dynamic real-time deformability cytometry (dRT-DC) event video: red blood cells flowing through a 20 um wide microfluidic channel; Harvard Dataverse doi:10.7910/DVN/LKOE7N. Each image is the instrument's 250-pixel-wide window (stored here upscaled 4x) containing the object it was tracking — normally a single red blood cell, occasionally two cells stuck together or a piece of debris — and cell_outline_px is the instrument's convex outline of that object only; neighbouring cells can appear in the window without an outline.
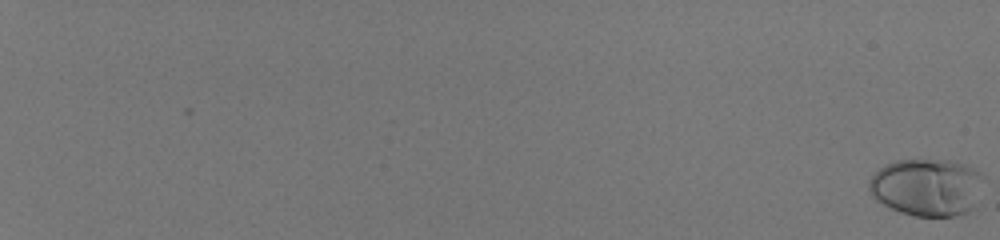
{"species": "human", "species_latin": "Homo sapiens", "temperature_condition": "room temperature", "stored_images_in_passage": 58, "camera_frame_rate_fps": 3000, "um_per_image_px": 0.085, "donor": {"sex": "male"}, "frame": {"image": 1, "passage_image": 1, "time_ms": 0.0, "image_size_px": [1000, 240], "cell_outline_px": [[980, 176], [972, 208], [968, 212], [952, 216], [916, 216], [900, 212], [876, 200], [872, 196], [868, 188], [868, 184], [872, 176], [884, 164], [896, 160], [948, 160], [964, 164], [980, 172]], "centroid_in_image_um": [78.7, 15.9], "position_along_channel_um": 6.3, "area_um2": 37.57}}
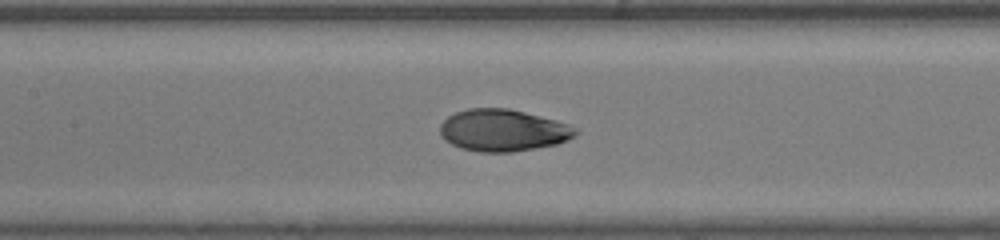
{"frame": {"image": 2, "passage_image": 35, "time_ms": 11.333, "image_size_px": [1000, 240], "cell_outline_px": [[580, 132], [568, 140], [556, 144], [536, 148], [512, 152], [480, 152], [460, 148], [444, 140], [440, 136], [440, 124], [448, 116], [456, 112], [468, 108], [508, 108], [556, 120], [568, 124], [576, 128]], "centroid_in_image_um": [42.74, 11.08], "position_along_channel_um": 164.7, "area_um2": 33.23}}
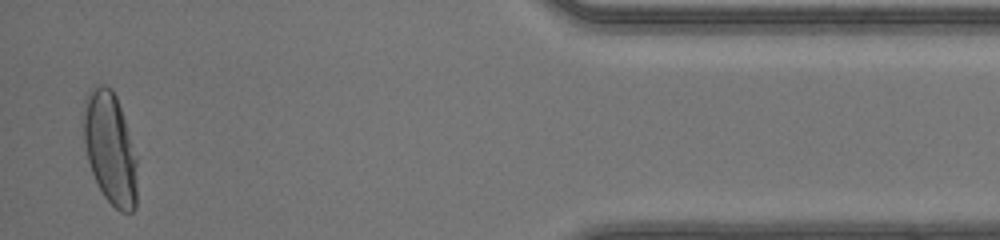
{"frame": {"image": 3, "passage_image": 57, "time_ms": 18.667, "image_size_px": [1000, 240], "cell_outline_px": [[136, 208], [132, 212], [120, 212], [104, 196], [92, 172], [88, 160], [84, 144], [80, 116], [84, 100], [88, 92], [96, 84], [104, 84], [112, 88], [116, 96], [136, 156]], "centroid_in_image_um": [9.31, 12.55], "position_along_channel_um": 425.9, "area_um2": 35.26}, "authors_computed_cell_mechanics": {"area_um2": 33.2928, "velocity_mm_per_s": 4.1887, "shape_relaxation_time_tau1_ms": 4.8334, "shape_relaxation_time_tau2_ms": null, "deformation_change_tau1": 0.2215, "deformation_change_tau2": null}}